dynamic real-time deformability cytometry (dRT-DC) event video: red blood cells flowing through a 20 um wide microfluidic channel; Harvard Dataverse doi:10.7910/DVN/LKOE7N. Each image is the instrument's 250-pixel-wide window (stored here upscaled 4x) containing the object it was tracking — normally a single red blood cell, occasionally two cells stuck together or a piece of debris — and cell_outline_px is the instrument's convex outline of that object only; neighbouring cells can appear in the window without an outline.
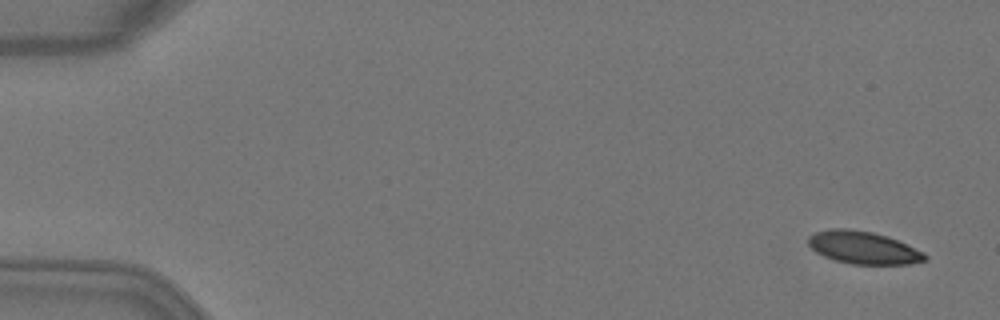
{"species": "Egyptian fruit bat (a non-hibernating species)", "species_latin": "Rousettus aegyptiacus", "temperature_condition": "warm", "stored_images_in_passage": 4, "camera_frame_rate_fps": 3000, "um_per_image_px": 0.085, "animal": {"sex": "female"}, "frame": {"image": 1, "passage_image": 1, "time_ms": 0.0, "image_size_px": [1000, 320], "cell_outline_px": [[928, 260], [908, 264], [852, 264], [836, 260], [824, 256], [816, 252], [808, 244], [808, 236], [816, 232], [828, 228], [848, 228], [872, 232], [888, 236], [924, 252], [928, 256]], "centroid_in_image_um": [73.39, 21.04], "position_along_channel_um": 11.6, "area_um2": 22.2}}
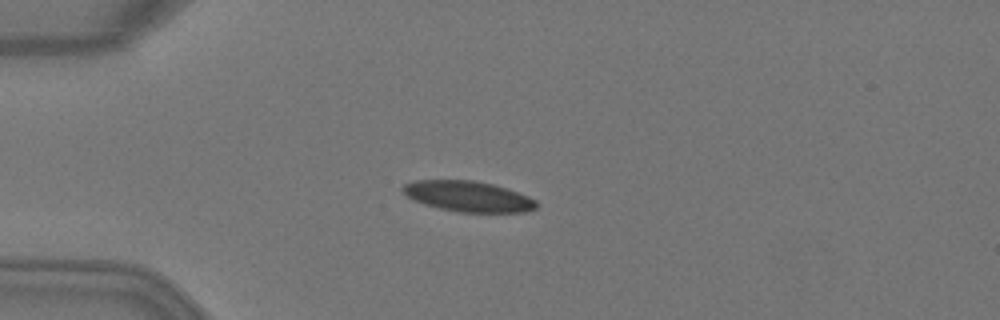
{"frame": {"image": 2, "passage_image": 4, "time_ms": 1.0, "image_size_px": [1000, 320], "cell_outline_px": [[536, 208], [524, 212], [456, 212], [424, 204], [408, 196], [400, 188], [404, 184], [416, 180], [472, 180], [492, 184], [508, 188], [528, 196], [536, 200]], "centroid_in_image_um": [39.8, 16.68], "position_along_channel_um": 45.2, "area_um2": 23.7}}